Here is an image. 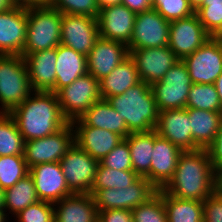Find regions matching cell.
<instances>
[{
    "instance_id": "cell-20",
    "label": "cell",
    "mask_w": 222,
    "mask_h": 222,
    "mask_svg": "<svg viewBox=\"0 0 222 222\" xmlns=\"http://www.w3.org/2000/svg\"><path fill=\"white\" fill-rule=\"evenodd\" d=\"M155 131L183 152L199 150L193 142L189 114L186 108L159 112Z\"/></svg>"
},
{
    "instance_id": "cell-3",
    "label": "cell",
    "mask_w": 222,
    "mask_h": 222,
    "mask_svg": "<svg viewBox=\"0 0 222 222\" xmlns=\"http://www.w3.org/2000/svg\"><path fill=\"white\" fill-rule=\"evenodd\" d=\"M107 101L124 118L130 133L155 130L159 110L151 85L141 81L125 93L109 97Z\"/></svg>"
},
{
    "instance_id": "cell-24",
    "label": "cell",
    "mask_w": 222,
    "mask_h": 222,
    "mask_svg": "<svg viewBox=\"0 0 222 222\" xmlns=\"http://www.w3.org/2000/svg\"><path fill=\"white\" fill-rule=\"evenodd\" d=\"M54 222H98L91 194H73L54 203Z\"/></svg>"
},
{
    "instance_id": "cell-17",
    "label": "cell",
    "mask_w": 222,
    "mask_h": 222,
    "mask_svg": "<svg viewBox=\"0 0 222 222\" xmlns=\"http://www.w3.org/2000/svg\"><path fill=\"white\" fill-rule=\"evenodd\" d=\"M136 13L123 4L100 9L97 16L99 37L129 45Z\"/></svg>"
},
{
    "instance_id": "cell-25",
    "label": "cell",
    "mask_w": 222,
    "mask_h": 222,
    "mask_svg": "<svg viewBox=\"0 0 222 222\" xmlns=\"http://www.w3.org/2000/svg\"><path fill=\"white\" fill-rule=\"evenodd\" d=\"M75 143L94 159L102 160L123 139L117 133L91 126H73Z\"/></svg>"
},
{
    "instance_id": "cell-35",
    "label": "cell",
    "mask_w": 222,
    "mask_h": 222,
    "mask_svg": "<svg viewBox=\"0 0 222 222\" xmlns=\"http://www.w3.org/2000/svg\"><path fill=\"white\" fill-rule=\"evenodd\" d=\"M29 174L24 155L0 156V187L6 190Z\"/></svg>"
},
{
    "instance_id": "cell-39",
    "label": "cell",
    "mask_w": 222,
    "mask_h": 222,
    "mask_svg": "<svg viewBox=\"0 0 222 222\" xmlns=\"http://www.w3.org/2000/svg\"><path fill=\"white\" fill-rule=\"evenodd\" d=\"M195 13L211 36L222 23V0H204L203 5Z\"/></svg>"
},
{
    "instance_id": "cell-21",
    "label": "cell",
    "mask_w": 222,
    "mask_h": 222,
    "mask_svg": "<svg viewBox=\"0 0 222 222\" xmlns=\"http://www.w3.org/2000/svg\"><path fill=\"white\" fill-rule=\"evenodd\" d=\"M177 146L154 130V146L150 165V182L159 190L173 178L178 159L182 154Z\"/></svg>"
},
{
    "instance_id": "cell-36",
    "label": "cell",
    "mask_w": 222,
    "mask_h": 222,
    "mask_svg": "<svg viewBox=\"0 0 222 222\" xmlns=\"http://www.w3.org/2000/svg\"><path fill=\"white\" fill-rule=\"evenodd\" d=\"M132 219L133 222H168L162 189H159L148 201L134 208Z\"/></svg>"
},
{
    "instance_id": "cell-2",
    "label": "cell",
    "mask_w": 222,
    "mask_h": 222,
    "mask_svg": "<svg viewBox=\"0 0 222 222\" xmlns=\"http://www.w3.org/2000/svg\"><path fill=\"white\" fill-rule=\"evenodd\" d=\"M9 114L24 141L52 135L69 123L62 115L56 93L51 91H33Z\"/></svg>"
},
{
    "instance_id": "cell-16",
    "label": "cell",
    "mask_w": 222,
    "mask_h": 222,
    "mask_svg": "<svg viewBox=\"0 0 222 222\" xmlns=\"http://www.w3.org/2000/svg\"><path fill=\"white\" fill-rule=\"evenodd\" d=\"M27 7L14 5L0 12V55H23L27 34Z\"/></svg>"
},
{
    "instance_id": "cell-19",
    "label": "cell",
    "mask_w": 222,
    "mask_h": 222,
    "mask_svg": "<svg viewBox=\"0 0 222 222\" xmlns=\"http://www.w3.org/2000/svg\"><path fill=\"white\" fill-rule=\"evenodd\" d=\"M129 56L127 45L99 37L87 55L88 73L100 81Z\"/></svg>"
},
{
    "instance_id": "cell-29",
    "label": "cell",
    "mask_w": 222,
    "mask_h": 222,
    "mask_svg": "<svg viewBox=\"0 0 222 222\" xmlns=\"http://www.w3.org/2000/svg\"><path fill=\"white\" fill-rule=\"evenodd\" d=\"M125 140L129 145L133 170L139 177H145L150 181L154 130L150 132L130 133Z\"/></svg>"
},
{
    "instance_id": "cell-7",
    "label": "cell",
    "mask_w": 222,
    "mask_h": 222,
    "mask_svg": "<svg viewBox=\"0 0 222 222\" xmlns=\"http://www.w3.org/2000/svg\"><path fill=\"white\" fill-rule=\"evenodd\" d=\"M191 85L185 63L183 60L177 61L160 81L151 85L159 112L186 108Z\"/></svg>"
},
{
    "instance_id": "cell-18",
    "label": "cell",
    "mask_w": 222,
    "mask_h": 222,
    "mask_svg": "<svg viewBox=\"0 0 222 222\" xmlns=\"http://www.w3.org/2000/svg\"><path fill=\"white\" fill-rule=\"evenodd\" d=\"M39 200L56 203L73 195L69 190L60 162L40 163L29 168Z\"/></svg>"
},
{
    "instance_id": "cell-8",
    "label": "cell",
    "mask_w": 222,
    "mask_h": 222,
    "mask_svg": "<svg viewBox=\"0 0 222 222\" xmlns=\"http://www.w3.org/2000/svg\"><path fill=\"white\" fill-rule=\"evenodd\" d=\"M74 143L75 131L72 123L52 135L24 141L26 164L31 168L40 163L60 162Z\"/></svg>"
},
{
    "instance_id": "cell-15",
    "label": "cell",
    "mask_w": 222,
    "mask_h": 222,
    "mask_svg": "<svg viewBox=\"0 0 222 222\" xmlns=\"http://www.w3.org/2000/svg\"><path fill=\"white\" fill-rule=\"evenodd\" d=\"M135 61L141 81L152 85L160 81L168 70L180 59L168 47L140 48L129 50Z\"/></svg>"
},
{
    "instance_id": "cell-32",
    "label": "cell",
    "mask_w": 222,
    "mask_h": 222,
    "mask_svg": "<svg viewBox=\"0 0 222 222\" xmlns=\"http://www.w3.org/2000/svg\"><path fill=\"white\" fill-rule=\"evenodd\" d=\"M139 176L134 170H117L103 166L100 162L90 194L107 188H123L132 185Z\"/></svg>"
},
{
    "instance_id": "cell-11",
    "label": "cell",
    "mask_w": 222,
    "mask_h": 222,
    "mask_svg": "<svg viewBox=\"0 0 222 222\" xmlns=\"http://www.w3.org/2000/svg\"><path fill=\"white\" fill-rule=\"evenodd\" d=\"M182 60L192 83L214 84L222 73V41L210 38Z\"/></svg>"
},
{
    "instance_id": "cell-1",
    "label": "cell",
    "mask_w": 222,
    "mask_h": 222,
    "mask_svg": "<svg viewBox=\"0 0 222 222\" xmlns=\"http://www.w3.org/2000/svg\"><path fill=\"white\" fill-rule=\"evenodd\" d=\"M218 189V173L207 149L184 151L178 159L173 178L162 189L181 199L203 202Z\"/></svg>"
},
{
    "instance_id": "cell-9",
    "label": "cell",
    "mask_w": 222,
    "mask_h": 222,
    "mask_svg": "<svg viewBox=\"0 0 222 222\" xmlns=\"http://www.w3.org/2000/svg\"><path fill=\"white\" fill-rule=\"evenodd\" d=\"M98 165L99 161L76 143L60 160L67 186L73 194H90Z\"/></svg>"
},
{
    "instance_id": "cell-10",
    "label": "cell",
    "mask_w": 222,
    "mask_h": 222,
    "mask_svg": "<svg viewBox=\"0 0 222 222\" xmlns=\"http://www.w3.org/2000/svg\"><path fill=\"white\" fill-rule=\"evenodd\" d=\"M157 191L158 189L145 177H139L128 187L97 190L92 197L98 211L108 209L133 210L148 201Z\"/></svg>"
},
{
    "instance_id": "cell-46",
    "label": "cell",
    "mask_w": 222,
    "mask_h": 222,
    "mask_svg": "<svg viewBox=\"0 0 222 222\" xmlns=\"http://www.w3.org/2000/svg\"><path fill=\"white\" fill-rule=\"evenodd\" d=\"M50 0H13L14 5L17 6H41V5H48Z\"/></svg>"
},
{
    "instance_id": "cell-44",
    "label": "cell",
    "mask_w": 222,
    "mask_h": 222,
    "mask_svg": "<svg viewBox=\"0 0 222 222\" xmlns=\"http://www.w3.org/2000/svg\"><path fill=\"white\" fill-rule=\"evenodd\" d=\"M214 170L219 173L222 170V123L216 134L215 140L207 148Z\"/></svg>"
},
{
    "instance_id": "cell-53",
    "label": "cell",
    "mask_w": 222,
    "mask_h": 222,
    "mask_svg": "<svg viewBox=\"0 0 222 222\" xmlns=\"http://www.w3.org/2000/svg\"><path fill=\"white\" fill-rule=\"evenodd\" d=\"M0 209H4V190L0 187Z\"/></svg>"
},
{
    "instance_id": "cell-40",
    "label": "cell",
    "mask_w": 222,
    "mask_h": 222,
    "mask_svg": "<svg viewBox=\"0 0 222 222\" xmlns=\"http://www.w3.org/2000/svg\"><path fill=\"white\" fill-rule=\"evenodd\" d=\"M16 222H54V204L39 200L13 218Z\"/></svg>"
},
{
    "instance_id": "cell-52",
    "label": "cell",
    "mask_w": 222,
    "mask_h": 222,
    "mask_svg": "<svg viewBox=\"0 0 222 222\" xmlns=\"http://www.w3.org/2000/svg\"><path fill=\"white\" fill-rule=\"evenodd\" d=\"M9 216L4 209H0V222H9Z\"/></svg>"
},
{
    "instance_id": "cell-37",
    "label": "cell",
    "mask_w": 222,
    "mask_h": 222,
    "mask_svg": "<svg viewBox=\"0 0 222 222\" xmlns=\"http://www.w3.org/2000/svg\"><path fill=\"white\" fill-rule=\"evenodd\" d=\"M152 9H155L169 22L189 17L195 13L188 0H154Z\"/></svg>"
},
{
    "instance_id": "cell-27",
    "label": "cell",
    "mask_w": 222,
    "mask_h": 222,
    "mask_svg": "<svg viewBox=\"0 0 222 222\" xmlns=\"http://www.w3.org/2000/svg\"><path fill=\"white\" fill-rule=\"evenodd\" d=\"M141 82L135 61L129 56L119 64L108 76L99 81L102 99H108L125 93V91Z\"/></svg>"
},
{
    "instance_id": "cell-42",
    "label": "cell",
    "mask_w": 222,
    "mask_h": 222,
    "mask_svg": "<svg viewBox=\"0 0 222 222\" xmlns=\"http://www.w3.org/2000/svg\"><path fill=\"white\" fill-rule=\"evenodd\" d=\"M204 222H222V192L217 189L203 201Z\"/></svg>"
},
{
    "instance_id": "cell-23",
    "label": "cell",
    "mask_w": 222,
    "mask_h": 222,
    "mask_svg": "<svg viewBox=\"0 0 222 222\" xmlns=\"http://www.w3.org/2000/svg\"><path fill=\"white\" fill-rule=\"evenodd\" d=\"M73 126H91L107 129L125 139L128 131L125 120L106 99L96 101L79 119L72 122Z\"/></svg>"
},
{
    "instance_id": "cell-30",
    "label": "cell",
    "mask_w": 222,
    "mask_h": 222,
    "mask_svg": "<svg viewBox=\"0 0 222 222\" xmlns=\"http://www.w3.org/2000/svg\"><path fill=\"white\" fill-rule=\"evenodd\" d=\"M39 201L33 177L27 174L12 187L4 190V210L11 218L27 206ZM9 211V212H8ZM13 215V216H12Z\"/></svg>"
},
{
    "instance_id": "cell-54",
    "label": "cell",
    "mask_w": 222,
    "mask_h": 222,
    "mask_svg": "<svg viewBox=\"0 0 222 222\" xmlns=\"http://www.w3.org/2000/svg\"><path fill=\"white\" fill-rule=\"evenodd\" d=\"M218 189L222 192V170L218 173Z\"/></svg>"
},
{
    "instance_id": "cell-26",
    "label": "cell",
    "mask_w": 222,
    "mask_h": 222,
    "mask_svg": "<svg viewBox=\"0 0 222 222\" xmlns=\"http://www.w3.org/2000/svg\"><path fill=\"white\" fill-rule=\"evenodd\" d=\"M56 55V83L51 90L53 93L88 73L87 56L62 44L56 47Z\"/></svg>"
},
{
    "instance_id": "cell-50",
    "label": "cell",
    "mask_w": 222,
    "mask_h": 222,
    "mask_svg": "<svg viewBox=\"0 0 222 222\" xmlns=\"http://www.w3.org/2000/svg\"><path fill=\"white\" fill-rule=\"evenodd\" d=\"M190 6L194 11L198 10L204 3V0H188Z\"/></svg>"
},
{
    "instance_id": "cell-48",
    "label": "cell",
    "mask_w": 222,
    "mask_h": 222,
    "mask_svg": "<svg viewBox=\"0 0 222 222\" xmlns=\"http://www.w3.org/2000/svg\"><path fill=\"white\" fill-rule=\"evenodd\" d=\"M215 88L217 90L219 99H220V103H221V112H222V73L221 75L217 78V80L214 83Z\"/></svg>"
},
{
    "instance_id": "cell-38",
    "label": "cell",
    "mask_w": 222,
    "mask_h": 222,
    "mask_svg": "<svg viewBox=\"0 0 222 222\" xmlns=\"http://www.w3.org/2000/svg\"><path fill=\"white\" fill-rule=\"evenodd\" d=\"M49 5L61 14L87 15L97 18L99 7L96 0H50Z\"/></svg>"
},
{
    "instance_id": "cell-34",
    "label": "cell",
    "mask_w": 222,
    "mask_h": 222,
    "mask_svg": "<svg viewBox=\"0 0 222 222\" xmlns=\"http://www.w3.org/2000/svg\"><path fill=\"white\" fill-rule=\"evenodd\" d=\"M186 108L221 112V103L215 85L192 83Z\"/></svg>"
},
{
    "instance_id": "cell-4",
    "label": "cell",
    "mask_w": 222,
    "mask_h": 222,
    "mask_svg": "<svg viewBox=\"0 0 222 222\" xmlns=\"http://www.w3.org/2000/svg\"><path fill=\"white\" fill-rule=\"evenodd\" d=\"M27 14L23 54L56 48L61 40L62 14L49 4L27 7Z\"/></svg>"
},
{
    "instance_id": "cell-22",
    "label": "cell",
    "mask_w": 222,
    "mask_h": 222,
    "mask_svg": "<svg viewBox=\"0 0 222 222\" xmlns=\"http://www.w3.org/2000/svg\"><path fill=\"white\" fill-rule=\"evenodd\" d=\"M33 91H51L56 83V48L23 54Z\"/></svg>"
},
{
    "instance_id": "cell-47",
    "label": "cell",
    "mask_w": 222,
    "mask_h": 222,
    "mask_svg": "<svg viewBox=\"0 0 222 222\" xmlns=\"http://www.w3.org/2000/svg\"><path fill=\"white\" fill-rule=\"evenodd\" d=\"M99 10L113 5L121 4L122 0H96Z\"/></svg>"
},
{
    "instance_id": "cell-33",
    "label": "cell",
    "mask_w": 222,
    "mask_h": 222,
    "mask_svg": "<svg viewBox=\"0 0 222 222\" xmlns=\"http://www.w3.org/2000/svg\"><path fill=\"white\" fill-rule=\"evenodd\" d=\"M24 155V140L9 113H0V156Z\"/></svg>"
},
{
    "instance_id": "cell-49",
    "label": "cell",
    "mask_w": 222,
    "mask_h": 222,
    "mask_svg": "<svg viewBox=\"0 0 222 222\" xmlns=\"http://www.w3.org/2000/svg\"><path fill=\"white\" fill-rule=\"evenodd\" d=\"M14 6L13 0H0V12L9 10Z\"/></svg>"
},
{
    "instance_id": "cell-45",
    "label": "cell",
    "mask_w": 222,
    "mask_h": 222,
    "mask_svg": "<svg viewBox=\"0 0 222 222\" xmlns=\"http://www.w3.org/2000/svg\"><path fill=\"white\" fill-rule=\"evenodd\" d=\"M153 1L154 0H122L121 4L137 14L152 9Z\"/></svg>"
},
{
    "instance_id": "cell-51",
    "label": "cell",
    "mask_w": 222,
    "mask_h": 222,
    "mask_svg": "<svg viewBox=\"0 0 222 222\" xmlns=\"http://www.w3.org/2000/svg\"><path fill=\"white\" fill-rule=\"evenodd\" d=\"M210 38L217 41H222V23L220 27L210 36Z\"/></svg>"
},
{
    "instance_id": "cell-43",
    "label": "cell",
    "mask_w": 222,
    "mask_h": 222,
    "mask_svg": "<svg viewBox=\"0 0 222 222\" xmlns=\"http://www.w3.org/2000/svg\"><path fill=\"white\" fill-rule=\"evenodd\" d=\"M98 222H133L132 210L108 209L98 211Z\"/></svg>"
},
{
    "instance_id": "cell-28",
    "label": "cell",
    "mask_w": 222,
    "mask_h": 222,
    "mask_svg": "<svg viewBox=\"0 0 222 222\" xmlns=\"http://www.w3.org/2000/svg\"><path fill=\"white\" fill-rule=\"evenodd\" d=\"M193 142L199 149H207L216 138L222 123V112L186 108Z\"/></svg>"
},
{
    "instance_id": "cell-13",
    "label": "cell",
    "mask_w": 222,
    "mask_h": 222,
    "mask_svg": "<svg viewBox=\"0 0 222 222\" xmlns=\"http://www.w3.org/2000/svg\"><path fill=\"white\" fill-rule=\"evenodd\" d=\"M98 38L97 18L87 15L62 14L60 44L87 56Z\"/></svg>"
},
{
    "instance_id": "cell-41",
    "label": "cell",
    "mask_w": 222,
    "mask_h": 222,
    "mask_svg": "<svg viewBox=\"0 0 222 222\" xmlns=\"http://www.w3.org/2000/svg\"><path fill=\"white\" fill-rule=\"evenodd\" d=\"M103 166L117 170H133L128 142L122 139L102 160Z\"/></svg>"
},
{
    "instance_id": "cell-12",
    "label": "cell",
    "mask_w": 222,
    "mask_h": 222,
    "mask_svg": "<svg viewBox=\"0 0 222 222\" xmlns=\"http://www.w3.org/2000/svg\"><path fill=\"white\" fill-rule=\"evenodd\" d=\"M169 35L170 22L155 9L137 13L128 50L168 46Z\"/></svg>"
},
{
    "instance_id": "cell-14",
    "label": "cell",
    "mask_w": 222,
    "mask_h": 222,
    "mask_svg": "<svg viewBox=\"0 0 222 222\" xmlns=\"http://www.w3.org/2000/svg\"><path fill=\"white\" fill-rule=\"evenodd\" d=\"M209 39L210 35L204 29L196 13L170 22L168 47L180 60L194 53Z\"/></svg>"
},
{
    "instance_id": "cell-5",
    "label": "cell",
    "mask_w": 222,
    "mask_h": 222,
    "mask_svg": "<svg viewBox=\"0 0 222 222\" xmlns=\"http://www.w3.org/2000/svg\"><path fill=\"white\" fill-rule=\"evenodd\" d=\"M33 92L21 55H0V113H9Z\"/></svg>"
},
{
    "instance_id": "cell-31",
    "label": "cell",
    "mask_w": 222,
    "mask_h": 222,
    "mask_svg": "<svg viewBox=\"0 0 222 222\" xmlns=\"http://www.w3.org/2000/svg\"><path fill=\"white\" fill-rule=\"evenodd\" d=\"M162 199L168 222H204L203 202L175 198L162 190Z\"/></svg>"
},
{
    "instance_id": "cell-6",
    "label": "cell",
    "mask_w": 222,
    "mask_h": 222,
    "mask_svg": "<svg viewBox=\"0 0 222 222\" xmlns=\"http://www.w3.org/2000/svg\"><path fill=\"white\" fill-rule=\"evenodd\" d=\"M56 95L62 115L72 123L101 99L99 81L87 73L58 90Z\"/></svg>"
}]
</instances>
